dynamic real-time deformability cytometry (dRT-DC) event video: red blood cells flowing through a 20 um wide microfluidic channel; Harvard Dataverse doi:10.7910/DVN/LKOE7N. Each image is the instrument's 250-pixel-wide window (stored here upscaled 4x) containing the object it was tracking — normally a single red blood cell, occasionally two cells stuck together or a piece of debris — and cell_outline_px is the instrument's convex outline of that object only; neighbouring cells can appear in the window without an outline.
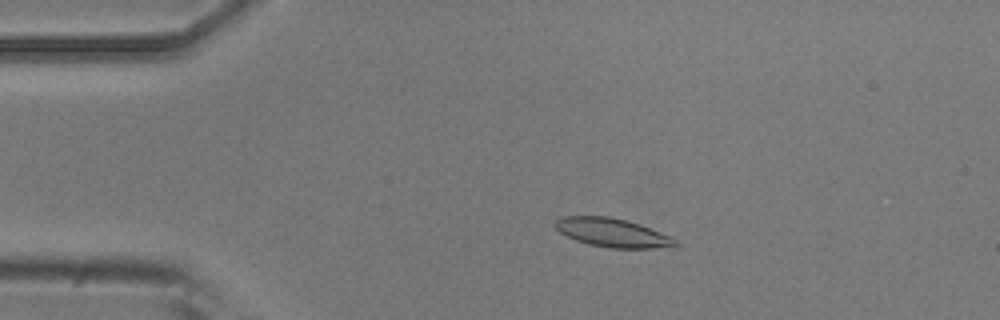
{"species": "common noctule bat (a hibernating species)", "species_latin": "Nyctalus noctula", "temperature_condition": "room temperature", "stored_images_in_passage": 45, "camera_frame_rate_fps": 3000, "um_per_image_px": 0.085, "animal": {"sex": "male", "body_mass_g": 20.5, "forearm_length_mm": 52.5}, "frame": {"image": 1, "passage_image": 8, "time_ms": 2.333, "image_size_px": [1000, 320], "cell_outline_px": [[680, 244], [676, 248], [608, 248], [588, 244], [576, 240], [560, 232], [552, 224], [560, 216], [608, 216], [628, 220], [640, 224], [672, 236]], "centroid_in_image_um": [52.11, 19.78], "position_along_channel_um": 32.9, "area_um2": 20.52}}
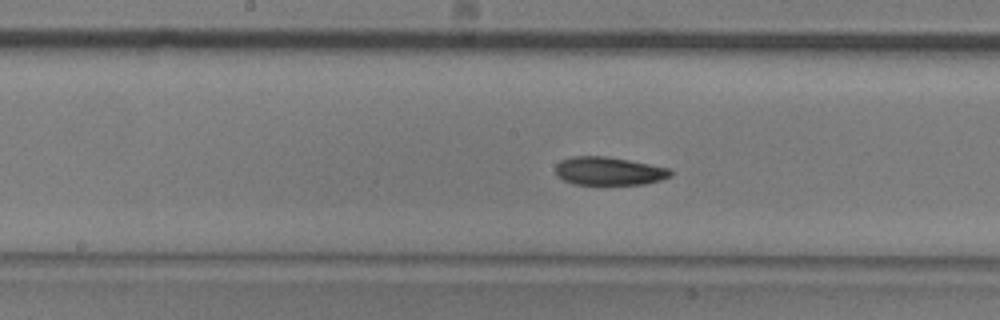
{"frame": {"image": 2, "passage_image": 24, "time_ms": 7.667, "image_size_px": [1000, 320], "cell_outline_px": [[672, 176], [660, 180], [644, 184], [572, 184], [556, 176], [556, 164], [560, 160], [572, 156], [608, 156], [668, 168], [672, 172]], "centroid_in_image_um": [51.72, 14.54], "position_along_channel_um": 196.5, "area_um2": 18.9}}
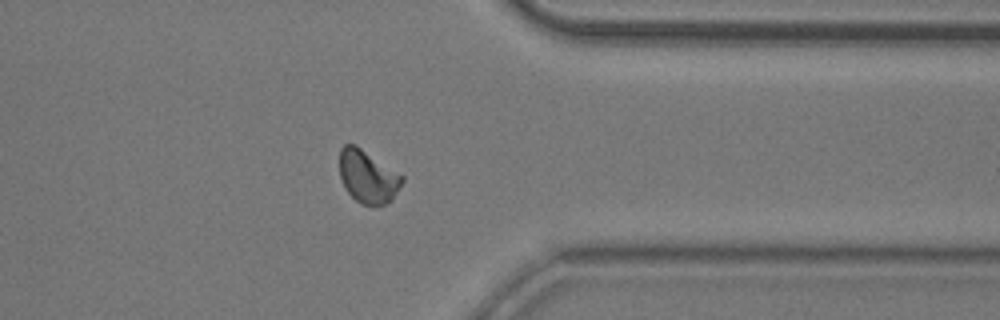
{"frame": {"image": 3, "passage_image": 39, "time_ms": 12.667, "image_size_px": [1000, 320], "cell_outline_px": [[404, 180], [392, 200], [384, 204], [360, 204], [344, 188], [340, 176], [340, 148], [344, 144], [356, 144], [404, 176]], "centroid_in_image_um": [31.26, 14.99], "position_along_channel_um": 380.1, "area_um2": 19.25}, "authors_computed_cell_mechanics": {"area_um2": 19.363, "velocity_mm_per_s": 3.8536, "shape_relaxation_time_tau1_ms": 6.6994, "shape_relaxation_time_tau2_ms": 6.559, "deformation_change_tau1": 0.1619, "deformation_change_tau2": 0.1266}}